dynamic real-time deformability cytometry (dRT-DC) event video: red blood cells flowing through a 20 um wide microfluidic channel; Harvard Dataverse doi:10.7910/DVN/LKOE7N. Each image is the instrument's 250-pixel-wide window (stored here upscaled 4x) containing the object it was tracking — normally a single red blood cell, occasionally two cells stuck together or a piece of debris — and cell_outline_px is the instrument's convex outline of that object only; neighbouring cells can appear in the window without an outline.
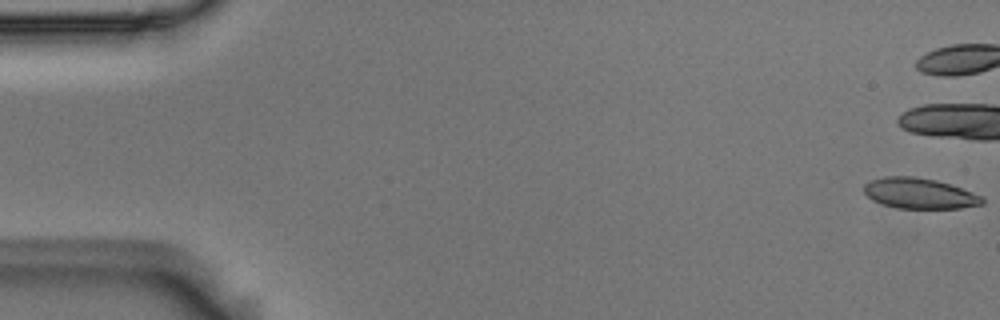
{"species": "Egyptian fruit bat (a non-hibernating species)", "species_latin": "Rousettus aegyptiacus", "temperature_condition": "room temperature", "stored_images_in_passage": 13, "camera_frame_rate_fps": 3000, "um_per_image_px": 0.085, "animal": {"sex": "male"}, "frame": {"image": 1, "passage_image": 1, "time_ms": 0.0, "image_size_px": [1000, 320], "cell_outline_px": [[984, 204], [960, 208], [896, 208], [872, 200], [864, 192], [864, 184], [868, 180], [884, 176], [916, 176], [936, 180], [984, 196]], "centroid_in_image_um": [78.14, 16.43], "position_along_channel_um": 6.9, "area_um2": 21.15}}